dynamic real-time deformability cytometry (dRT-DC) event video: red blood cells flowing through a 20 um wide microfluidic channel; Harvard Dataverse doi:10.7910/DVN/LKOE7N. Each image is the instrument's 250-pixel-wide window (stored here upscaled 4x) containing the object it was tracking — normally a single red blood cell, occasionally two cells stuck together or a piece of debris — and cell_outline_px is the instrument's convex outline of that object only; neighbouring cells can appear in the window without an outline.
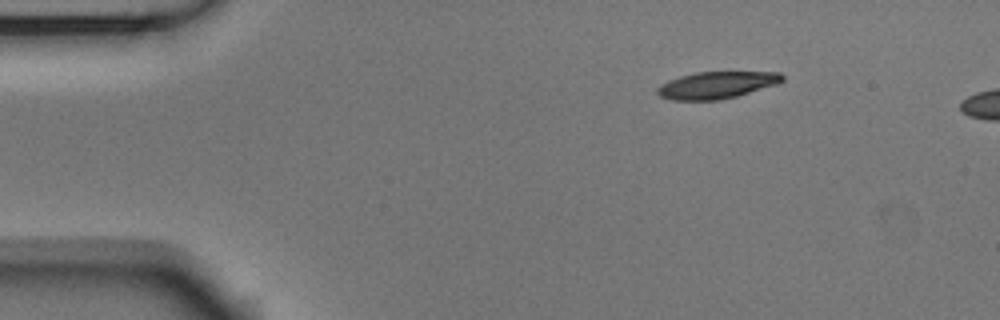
{"species": "Egyptian fruit bat (a non-hibernating species)", "species_latin": "Rousettus aegyptiacus", "temperature_condition": "room temperature", "stored_images_in_passage": 7, "camera_frame_rate_fps": 3000, "um_per_image_px": 0.085, "animal": {"sex": "male"}, "frame": {"image": 1, "passage_image": 1, "time_ms": 0.0, "image_size_px": [1000, 320], "cell_outline_px": [[784, 80], [776, 84], [736, 96], [720, 100], [672, 100], [660, 96], [656, 92], [656, 88], [660, 84], [668, 80], [680, 76], [696, 72], [780, 72], [784, 76]], "centroid_in_image_um": [60.88, 7.23], "position_along_channel_um": 24.1, "area_um2": 19.59}}